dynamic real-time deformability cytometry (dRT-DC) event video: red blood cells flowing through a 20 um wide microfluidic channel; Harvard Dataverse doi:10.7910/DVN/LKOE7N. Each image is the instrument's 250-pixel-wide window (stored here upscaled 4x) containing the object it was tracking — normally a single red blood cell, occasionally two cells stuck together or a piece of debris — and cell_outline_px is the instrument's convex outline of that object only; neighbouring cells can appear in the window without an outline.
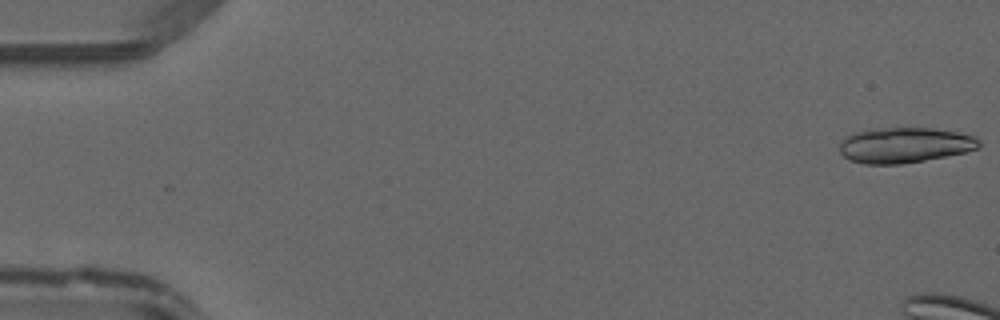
{"species": "common noctule bat (a hibernating species)", "species_latin": "Nyctalus noctula", "temperature_condition": "warm", "stored_images_in_passage": 7, "camera_frame_rate_fps": 3000, "um_per_image_px": 0.085, "animal": {"sex": "male", "forearm_length_mm": 52.5}, "frame": {"image": 1, "passage_image": 1, "time_ms": 0.0, "image_size_px": [1000, 320], "cell_outline_px": [[980, 148], [964, 152], [924, 160], [900, 164], [864, 164], [852, 160], [844, 156], [840, 152], [840, 140], [844, 136], [852, 132], [868, 128], [932, 128], [956, 132], [972, 136], [980, 140]], "centroid_in_image_um": [76.84, 12.32], "position_along_channel_um": 8.2, "area_um2": 28.84}}